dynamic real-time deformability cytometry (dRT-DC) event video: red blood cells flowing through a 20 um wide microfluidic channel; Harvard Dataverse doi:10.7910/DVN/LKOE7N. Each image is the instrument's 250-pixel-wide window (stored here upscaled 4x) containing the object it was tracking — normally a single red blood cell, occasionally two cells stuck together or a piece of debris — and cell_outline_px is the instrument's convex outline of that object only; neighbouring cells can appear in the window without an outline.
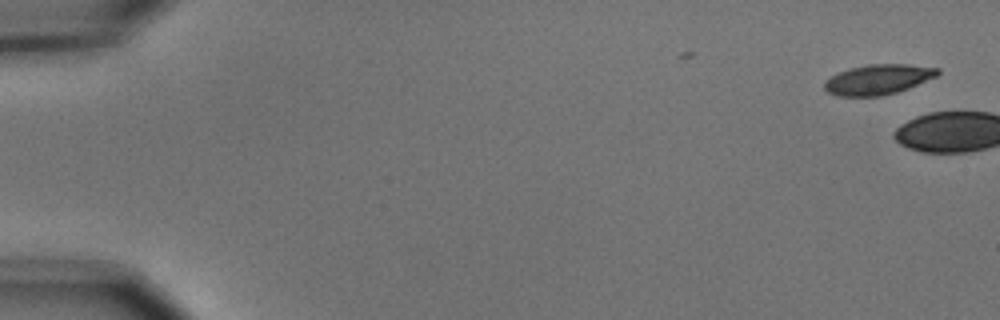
{"species": "common noctule bat (a hibernating species)", "species_latin": "Nyctalus noctula", "temperature_condition": "cold", "stored_images_in_passage": 2, "camera_frame_rate_fps": 3000, "um_per_image_px": 0.085, "animal": {"sex": "male", "body_mass_g": 15.6}, "frame": {"image": 1, "passage_image": 2, "time_ms": 0.333, "image_size_px": [1000, 320], "cell_outline_px": [[940, 72], [936, 76], [908, 88], [896, 92], [880, 96], [836, 96], [828, 92], [824, 88], [824, 80], [840, 72], [852, 68], [868, 64], [908, 64], [940, 68]], "centroid_in_image_um": [74.63, 6.75], "position_along_channel_um": 10.4, "area_um2": 19.71}}